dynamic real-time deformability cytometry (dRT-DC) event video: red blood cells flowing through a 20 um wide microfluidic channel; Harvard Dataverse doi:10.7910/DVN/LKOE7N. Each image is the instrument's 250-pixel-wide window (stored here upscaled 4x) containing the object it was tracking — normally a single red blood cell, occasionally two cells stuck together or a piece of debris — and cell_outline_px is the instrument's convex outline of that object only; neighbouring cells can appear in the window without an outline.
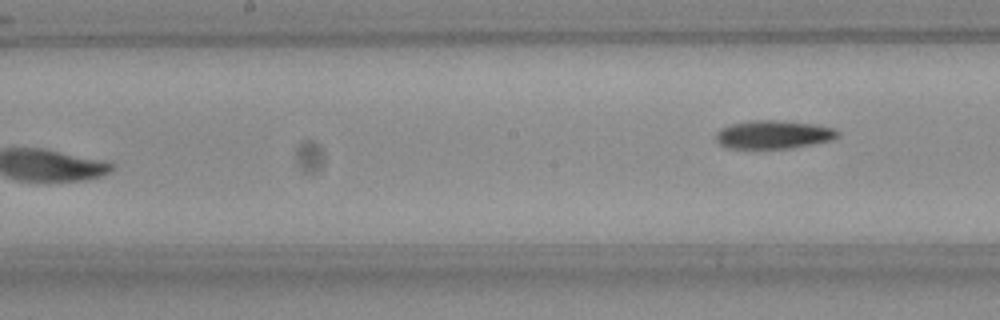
{"species": "Egyptian fruit bat (a non-hibernating species)", "species_latin": "Rousettus aegyptiacus", "temperature_condition": "room temperature", "stored_images_in_passage": 7, "camera_frame_rate_fps": 3000, "um_per_image_px": 0.085, "frame": {"image": 1, "passage_image": 7, "time_ms": 2.0, "image_size_px": [1000, 320], "cell_outline_px": [[840, 136], [832, 140], [792, 148], [728, 148], [720, 144], [716, 140], [716, 132], [720, 128], [732, 124], [752, 120], [772, 120], [812, 124], [832, 128], [840, 132]], "centroid_in_image_um": [65.74, 11.44], "position_along_channel_um": 182.5, "area_um2": 19.94}}